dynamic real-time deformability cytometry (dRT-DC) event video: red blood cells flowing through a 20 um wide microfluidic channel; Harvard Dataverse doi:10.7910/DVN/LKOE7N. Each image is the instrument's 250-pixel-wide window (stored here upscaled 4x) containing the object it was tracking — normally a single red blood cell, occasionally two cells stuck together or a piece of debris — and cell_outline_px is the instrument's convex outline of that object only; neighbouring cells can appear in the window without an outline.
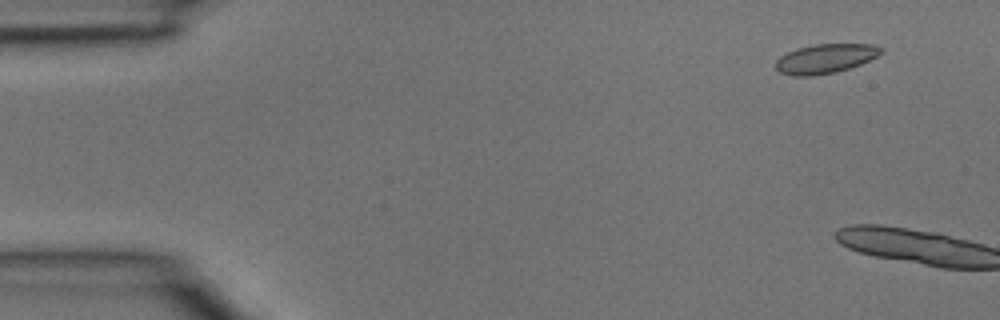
{"species": "common noctule bat (a hibernating species)", "species_latin": "Nyctalus noctula", "temperature_condition": "room temperature", "stored_images_in_passage": 6, "camera_frame_rate_fps": 3000, "um_per_image_px": 0.085, "animal": {"sex": "male", "body_mass_g": 15.6}, "frame": {"image": 1, "passage_image": 2, "time_ms": 0.333, "image_size_px": [1000, 320], "cell_outline_px": [[884, 52], [860, 64], [836, 72], [812, 76], [792, 76], [780, 72], [776, 68], [776, 60], [780, 56], [796, 48], [812, 44], [872, 44], [884, 48]], "centroid_in_image_um": [70.14, 4.98], "position_along_channel_um": 14.9, "area_um2": 18.03}}